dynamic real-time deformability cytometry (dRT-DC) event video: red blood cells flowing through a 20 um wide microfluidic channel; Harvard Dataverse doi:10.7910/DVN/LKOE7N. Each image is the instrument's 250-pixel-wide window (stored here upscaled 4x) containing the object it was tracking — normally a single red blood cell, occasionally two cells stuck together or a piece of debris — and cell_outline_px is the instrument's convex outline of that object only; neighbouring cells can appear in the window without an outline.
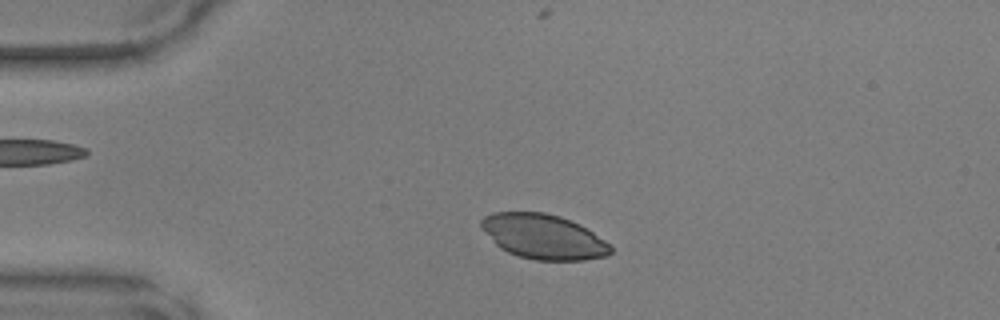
{"species": "common noctule bat (a hibernating species)", "species_latin": "Nyctalus noctula", "temperature_condition": "warm", "stored_images_in_passage": 39, "camera_frame_rate_fps": 3000, "um_per_image_px": 0.085, "animal": {"sex": "male", "body_mass_g": 17.9, "forearm_length_mm": 54.2}, "frame": {"image": 1, "passage_image": 1, "time_ms": 0.0, "image_size_px": [1000, 320], "cell_outline_px": [[612, 252], [604, 256], [584, 260], [536, 260], [520, 256], [508, 252], [500, 248], [480, 228], [480, 220], [484, 216], [492, 212], [544, 212], [560, 216], [580, 224], [604, 240], [612, 248]], "centroid_in_image_um": [46.15, 20.1], "position_along_channel_um": 38.8, "area_um2": 33.64}}